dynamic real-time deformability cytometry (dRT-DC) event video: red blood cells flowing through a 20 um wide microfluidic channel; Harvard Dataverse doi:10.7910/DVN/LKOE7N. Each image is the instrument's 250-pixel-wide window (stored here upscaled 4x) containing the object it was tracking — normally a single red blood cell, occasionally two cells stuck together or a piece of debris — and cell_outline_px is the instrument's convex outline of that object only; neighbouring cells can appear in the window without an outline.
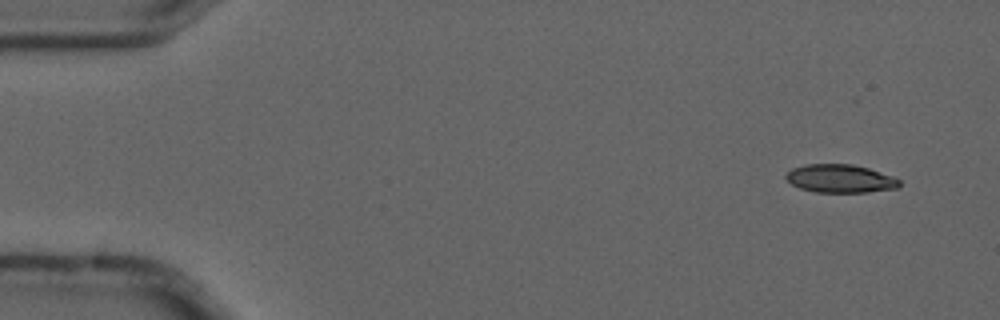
{"species": "common noctule bat (a hibernating species)", "species_latin": "Nyctalus noctula", "temperature_condition": "cold", "stored_images_in_passage": 5, "camera_frame_rate_fps": 3000, "um_per_image_px": 0.085, "animal": {"sex": "male", "forearm_length_mm": 52.5}, "frame": {"image": 1, "passage_image": 1, "time_ms": 0.0, "image_size_px": [1000, 320], "cell_outline_px": [[900, 184], [896, 188], [868, 192], [816, 192], [800, 188], [792, 184], [784, 176], [792, 168], [804, 164], [852, 164], [868, 168], [892, 176], [900, 180]], "centroid_in_image_um": [71.4, 15.17], "position_along_channel_um": 13.6, "area_um2": 18.55}}
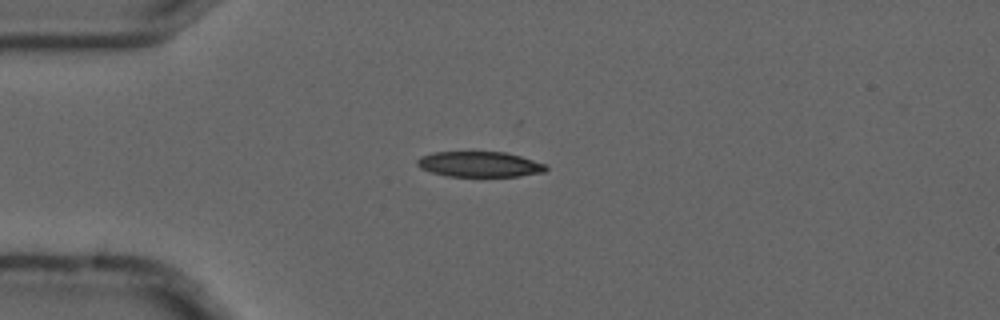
{"frame": {"image": 2, "passage_image": 4, "time_ms": 1.0, "image_size_px": [1000, 320], "cell_outline_px": [[548, 168], [544, 172], [520, 176], [448, 176], [432, 172], [420, 168], [416, 164], [416, 160], [420, 156], [432, 152], [504, 152], [520, 156], [544, 164]], "centroid_in_image_um": [40.72, 13.96], "position_along_channel_um": 44.3, "area_um2": 18.96}}